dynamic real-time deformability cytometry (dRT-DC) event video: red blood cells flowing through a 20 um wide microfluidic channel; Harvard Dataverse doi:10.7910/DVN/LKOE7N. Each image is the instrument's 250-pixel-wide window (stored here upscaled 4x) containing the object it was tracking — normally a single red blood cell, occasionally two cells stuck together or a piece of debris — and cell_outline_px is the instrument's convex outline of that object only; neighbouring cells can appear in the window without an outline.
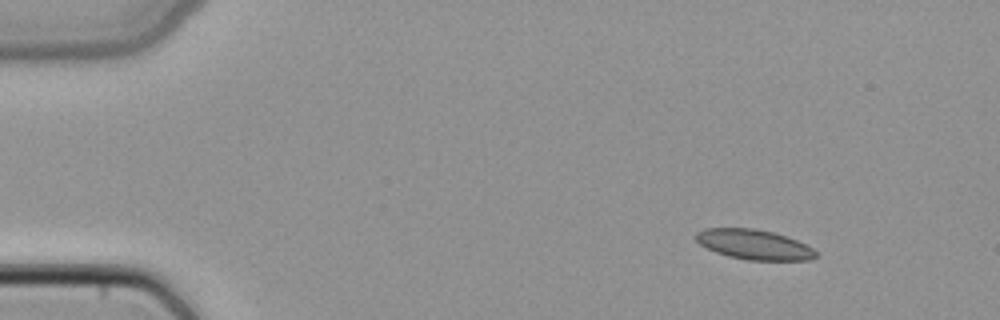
{"species": "common noctule bat (a hibernating species)", "species_latin": "Nyctalus noctula", "temperature_condition": "cold", "stored_images_in_passage": 49, "camera_frame_rate_fps": 3000, "um_per_image_px": 0.085, "animal": {"sex": "female", "body_mass_g": 22.7, "forearm_length_mm": 54.2}, "frame": {"image": 1, "passage_image": 6, "time_ms": 1.667, "image_size_px": [1000, 320], "cell_outline_px": [[820, 256], [808, 260], [748, 260], [728, 256], [716, 252], [700, 244], [696, 240], [696, 232], [704, 228], [756, 228], [772, 232], [796, 240], [812, 248]], "centroid_in_image_um": [64.09, 20.78], "position_along_channel_um": 20.9, "area_um2": 20.81}}
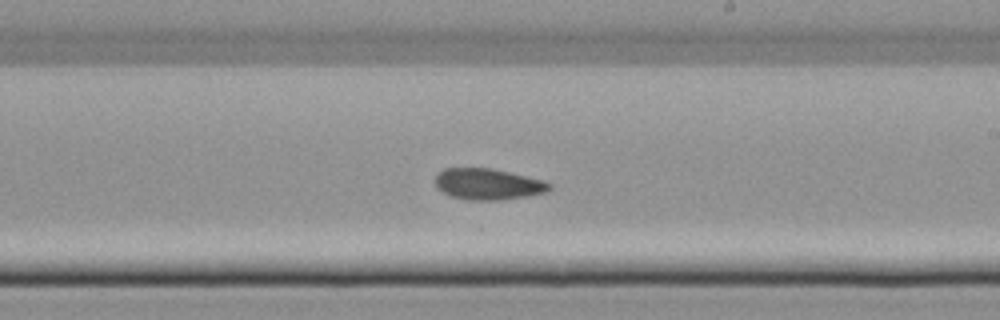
{"frame": {"image": 2, "passage_image": 29, "time_ms": 9.333, "image_size_px": [1000, 320], "cell_outline_px": [[552, 188], [544, 192], [524, 196], [500, 200], [464, 200], [452, 196], [436, 188], [432, 180], [436, 172], [444, 168], [492, 168], [544, 180], [552, 184]], "centroid_in_image_um": [41.4, 15.64], "position_along_channel_um": 247.6, "area_um2": 20.98}}
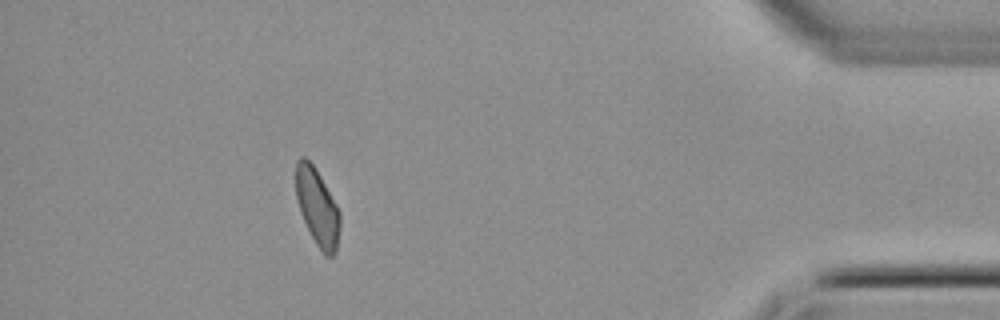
{"frame": {"image": 3, "passage_image": 44, "time_ms": 14.333, "image_size_px": [1000, 320], "cell_outline_px": [[340, 228], [336, 252], [332, 256], [324, 256], [316, 244], [300, 212], [296, 196], [296, 160], [300, 156], [304, 156], [316, 168], [336, 204], [340, 212]], "centroid_in_image_um": [26.98, 17.6], "position_along_channel_um": 408.2, "area_um2": 19.77}}